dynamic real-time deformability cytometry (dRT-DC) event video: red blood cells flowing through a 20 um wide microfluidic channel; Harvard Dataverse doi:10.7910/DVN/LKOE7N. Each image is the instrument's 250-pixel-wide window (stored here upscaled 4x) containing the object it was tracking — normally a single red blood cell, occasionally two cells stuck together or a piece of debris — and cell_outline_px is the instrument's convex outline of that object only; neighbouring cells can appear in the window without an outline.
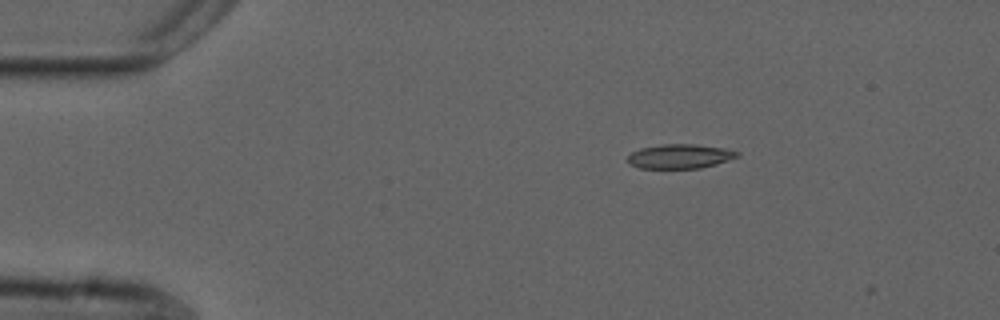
{"species": "common noctule bat (a hibernating species)", "species_latin": "Nyctalus noctula", "temperature_condition": "cold", "stored_images_in_passage": 2, "camera_frame_rate_fps": 3000, "um_per_image_px": 0.085, "animal": {"sex": "male", "forearm_length_mm": 52.5}, "frame": {"image": 1, "passage_image": 1, "time_ms": 0.0, "image_size_px": [1000, 320], "cell_outline_px": [[740, 156], [716, 164], [700, 168], [640, 168], [628, 164], [628, 156], [632, 152], [640, 148], [664, 144], [696, 144], [724, 148], [740, 152]], "centroid_in_image_um": [57.8, 13.28], "position_along_channel_um": 27.2, "area_um2": 15.55}}